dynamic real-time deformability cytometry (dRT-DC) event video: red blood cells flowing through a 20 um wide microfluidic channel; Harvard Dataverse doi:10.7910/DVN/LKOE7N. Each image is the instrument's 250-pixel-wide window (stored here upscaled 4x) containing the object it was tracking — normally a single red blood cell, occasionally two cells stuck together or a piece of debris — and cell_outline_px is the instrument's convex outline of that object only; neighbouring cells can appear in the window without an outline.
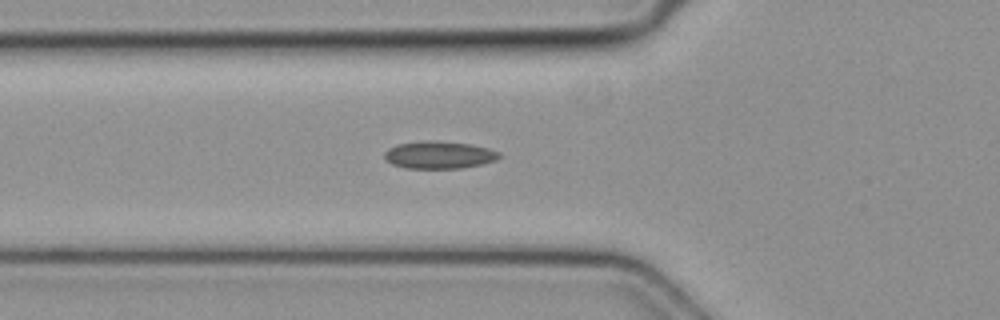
{"species": "common noctule bat (a hibernating species)", "species_latin": "Nyctalus noctula", "temperature_condition": "cold", "stored_images_in_passage": 36, "camera_frame_rate_fps": 3000, "um_per_image_px": 0.085, "animal": {"sex": "female", "body_mass_g": 19.3, "forearm_length_mm": 54.1}, "frame": {"image": 1, "passage_image": 2, "time_ms": 0.333, "image_size_px": [1000, 320], "cell_outline_px": [[500, 156], [496, 160], [480, 164], [460, 168], [404, 168], [392, 164], [384, 156], [384, 152], [388, 148], [396, 144], [428, 140], [432, 140], [472, 144], [488, 148], [500, 152]], "centroid_in_image_um": [37.31, 13.16], "position_along_channel_um": 88.5, "area_um2": 18.32}}
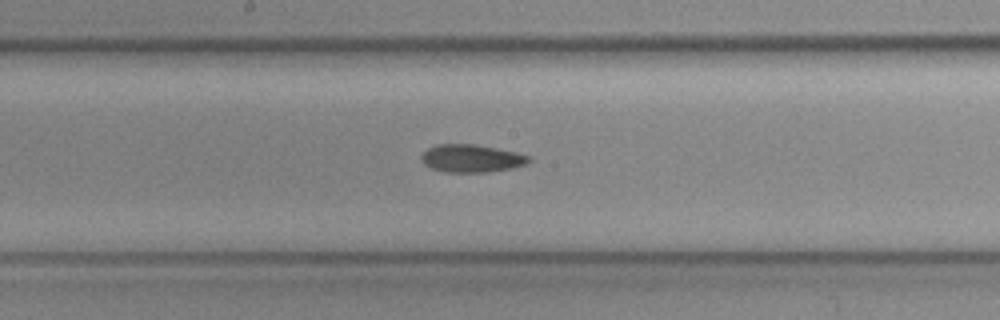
{"frame": {"image": 2, "passage_image": 11, "time_ms": 3.333, "image_size_px": [1000, 320], "cell_outline_px": [[532, 160], [524, 164], [512, 168], [484, 172], [444, 172], [432, 168], [424, 164], [420, 160], [420, 156], [428, 148], [436, 144], [472, 144], [496, 148], [516, 152], [528, 156]], "centroid_in_image_um": [40.03, 13.46], "position_along_channel_um": 208.2, "area_um2": 17.28}}
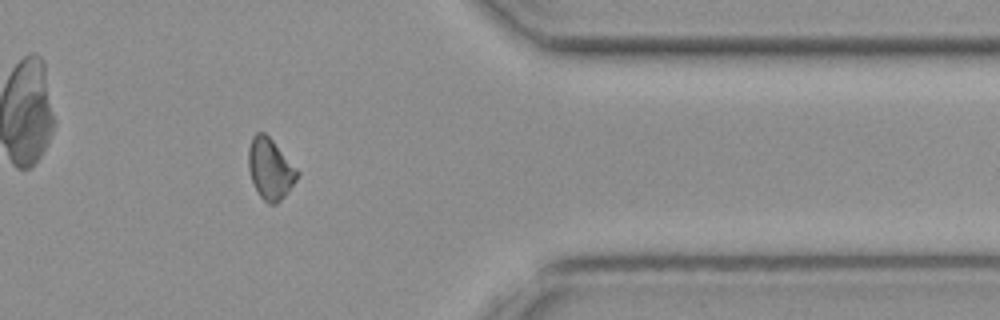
{"frame": {"image": 3, "passage_image": 26, "time_ms": 8.333, "image_size_px": [1000, 320], "cell_outline_px": [[300, 172], [296, 180], [284, 196], [276, 204], [268, 204], [260, 196], [252, 180], [248, 168], [248, 148], [252, 136], [256, 132], [264, 132], [272, 140]], "centroid_in_image_um": [22.95, 14.34], "position_along_channel_um": 388.4, "area_um2": 17.17}}